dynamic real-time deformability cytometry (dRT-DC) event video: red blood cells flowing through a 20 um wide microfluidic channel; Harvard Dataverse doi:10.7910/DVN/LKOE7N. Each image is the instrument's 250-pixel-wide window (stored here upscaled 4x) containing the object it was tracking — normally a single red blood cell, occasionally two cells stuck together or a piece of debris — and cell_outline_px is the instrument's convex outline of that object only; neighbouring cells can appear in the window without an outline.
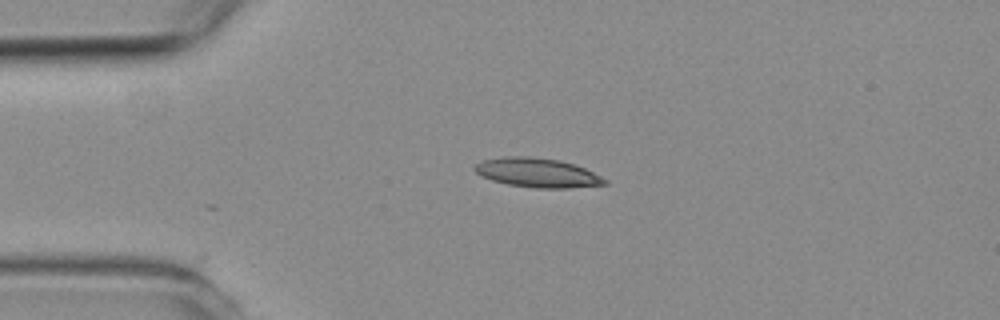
{"species": "common noctule bat (a hibernating species)", "species_latin": "Nyctalus noctula", "temperature_condition": "room temperature", "stored_images_in_passage": 2, "camera_frame_rate_fps": 3000, "um_per_image_px": 0.085, "animal": {"sex": "female", "body_mass_g": 19.3, "forearm_length_mm": 54.1}, "frame": {"image": 1, "passage_image": 1, "time_ms": 0.0, "image_size_px": [1000, 320], "cell_outline_px": [[608, 184], [568, 188], [536, 188], [508, 184], [492, 180], [480, 176], [472, 168], [480, 160], [508, 156], [528, 156], [560, 160], [584, 168], [608, 180]], "centroid_in_image_um": [45.64, 14.68], "position_along_channel_um": 39.4, "area_um2": 22.14}}